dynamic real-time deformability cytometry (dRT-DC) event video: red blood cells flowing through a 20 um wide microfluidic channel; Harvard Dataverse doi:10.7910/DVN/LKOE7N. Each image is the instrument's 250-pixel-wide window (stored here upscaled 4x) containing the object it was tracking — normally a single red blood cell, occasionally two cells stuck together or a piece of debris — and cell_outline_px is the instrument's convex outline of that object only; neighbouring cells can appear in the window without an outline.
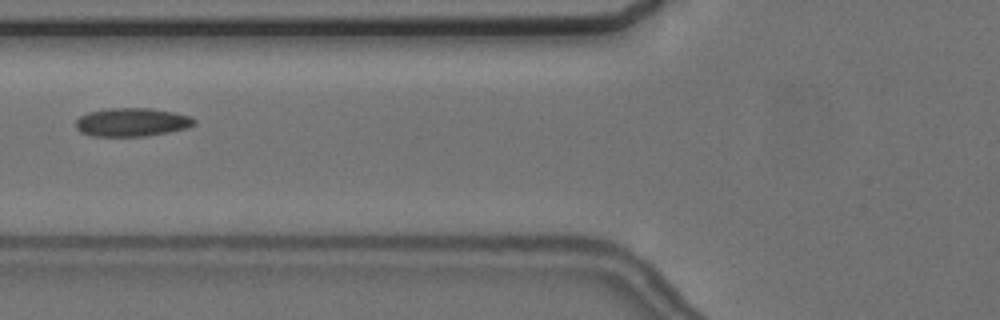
{"species": "common noctule bat (a hibernating species)", "species_latin": "Nyctalus noctula", "temperature_condition": "cold", "stored_images_in_passage": 6, "camera_frame_rate_fps": 3000, "um_per_image_px": 0.085, "animal": {"sex": "female", "body_mass_g": 24.6, "forearm_length_mm": 56.2}, "frame": {"image": 1, "passage_image": 6, "time_ms": 6.0, "image_size_px": [1000, 320], "cell_outline_px": [[196, 124], [188, 128], [148, 136], [92, 136], [80, 132], [76, 128], [76, 120], [80, 116], [88, 112], [108, 108], [148, 108], [172, 112], [192, 116], [196, 120]], "centroid_in_image_um": [11.22, 10.39], "position_along_channel_um": 114.6, "area_um2": 19.77}}